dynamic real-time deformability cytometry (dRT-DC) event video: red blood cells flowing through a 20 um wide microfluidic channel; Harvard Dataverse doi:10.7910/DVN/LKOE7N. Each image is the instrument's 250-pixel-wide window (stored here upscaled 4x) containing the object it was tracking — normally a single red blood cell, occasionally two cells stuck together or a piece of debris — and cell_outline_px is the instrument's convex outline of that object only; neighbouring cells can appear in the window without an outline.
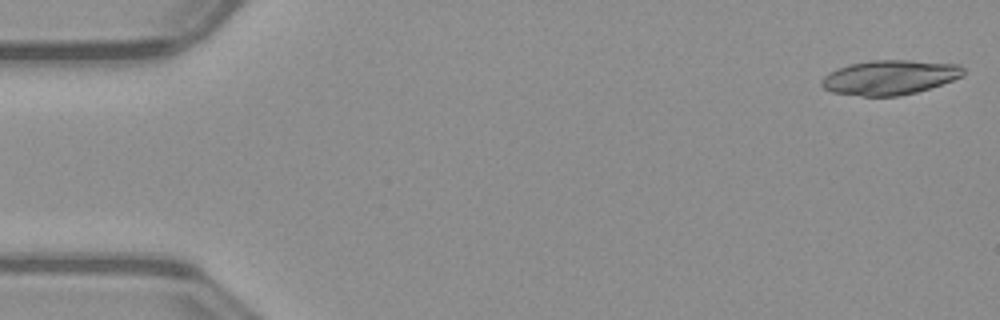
{"species": "common noctule bat (a hibernating species)", "species_latin": "Nyctalus noctula", "temperature_condition": "warm", "stored_images_in_passage": 16, "camera_frame_rate_fps": 3000, "um_per_image_px": 0.085, "animal": {"sex": "male", "body_mass_g": 23.1, "forearm_length_mm": 52.7}, "frame": {"image": 1, "passage_image": 1, "time_ms": 0.0, "image_size_px": [1000, 320], "cell_outline_px": [[964, 76], [916, 92], [896, 96], [864, 96], [832, 92], [824, 88], [820, 84], [820, 80], [828, 72], [848, 64], [872, 60], [912, 60], [960, 64], [964, 68]], "centroid_in_image_um": [75.61, 6.56], "position_along_channel_um": 9.4, "area_um2": 28.61}}